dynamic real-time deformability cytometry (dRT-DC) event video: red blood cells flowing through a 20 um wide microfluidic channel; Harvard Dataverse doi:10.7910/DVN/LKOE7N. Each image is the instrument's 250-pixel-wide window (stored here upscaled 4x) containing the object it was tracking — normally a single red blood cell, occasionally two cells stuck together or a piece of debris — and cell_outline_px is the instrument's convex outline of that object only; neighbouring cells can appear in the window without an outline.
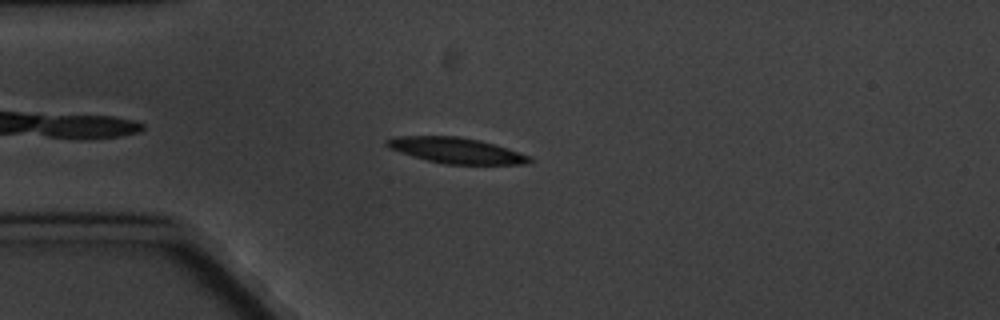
{"species": "common noctule bat (a hibernating species)", "species_latin": "Nyctalus noctula", "temperature_condition": "cold", "stored_images_in_passage": 4, "camera_frame_rate_fps": 3000, "um_per_image_px": 0.085, "animal": {"sex": "male", "body_mass_g": 20.1, "forearm_length_mm": 53.5}, "frame": {"image": 1, "passage_image": 2, "time_ms": 1.333, "image_size_px": [1000, 320], "cell_outline_px": [[532, 164], [444, 164], [412, 156], [388, 148], [384, 144], [384, 140], [396, 136], [456, 136], [480, 140], [508, 148], [532, 156]], "centroid_in_image_um": [38.79, 12.79], "position_along_channel_um": 46.2, "area_um2": 21.5}}